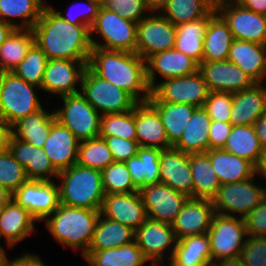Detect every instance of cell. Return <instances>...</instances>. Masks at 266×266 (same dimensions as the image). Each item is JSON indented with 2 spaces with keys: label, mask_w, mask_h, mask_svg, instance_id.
Wrapping results in <instances>:
<instances>
[{
  "label": "cell",
  "mask_w": 266,
  "mask_h": 266,
  "mask_svg": "<svg viewBox=\"0 0 266 266\" xmlns=\"http://www.w3.org/2000/svg\"><path fill=\"white\" fill-rule=\"evenodd\" d=\"M35 43L32 29H15L0 46V68L11 72Z\"/></svg>",
  "instance_id": "obj_42"
},
{
  "label": "cell",
  "mask_w": 266,
  "mask_h": 266,
  "mask_svg": "<svg viewBox=\"0 0 266 266\" xmlns=\"http://www.w3.org/2000/svg\"><path fill=\"white\" fill-rule=\"evenodd\" d=\"M79 143L68 128L55 120L43 149L53 167L59 172L77 163Z\"/></svg>",
  "instance_id": "obj_23"
},
{
  "label": "cell",
  "mask_w": 266,
  "mask_h": 266,
  "mask_svg": "<svg viewBox=\"0 0 266 266\" xmlns=\"http://www.w3.org/2000/svg\"><path fill=\"white\" fill-rule=\"evenodd\" d=\"M207 234L210 238L212 262L238 258L248 237L244 219L238 215L231 217L217 213L212 218Z\"/></svg>",
  "instance_id": "obj_11"
},
{
  "label": "cell",
  "mask_w": 266,
  "mask_h": 266,
  "mask_svg": "<svg viewBox=\"0 0 266 266\" xmlns=\"http://www.w3.org/2000/svg\"><path fill=\"white\" fill-rule=\"evenodd\" d=\"M161 152L158 148L139 147L137 155L125 162L138 190L146 185L160 183Z\"/></svg>",
  "instance_id": "obj_33"
},
{
  "label": "cell",
  "mask_w": 266,
  "mask_h": 266,
  "mask_svg": "<svg viewBox=\"0 0 266 266\" xmlns=\"http://www.w3.org/2000/svg\"><path fill=\"white\" fill-rule=\"evenodd\" d=\"M248 236L266 237V195L261 203L245 218Z\"/></svg>",
  "instance_id": "obj_54"
},
{
  "label": "cell",
  "mask_w": 266,
  "mask_h": 266,
  "mask_svg": "<svg viewBox=\"0 0 266 266\" xmlns=\"http://www.w3.org/2000/svg\"><path fill=\"white\" fill-rule=\"evenodd\" d=\"M233 41L227 22L214 8L203 39V62L225 61Z\"/></svg>",
  "instance_id": "obj_29"
},
{
  "label": "cell",
  "mask_w": 266,
  "mask_h": 266,
  "mask_svg": "<svg viewBox=\"0 0 266 266\" xmlns=\"http://www.w3.org/2000/svg\"><path fill=\"white\" fill-rule=\"evenodd\" d=\"M239 257L247 266H266V237H246Z\"/></svg>",
  "instance_id": "obj_51"
},
{
  "label": "cell",
  "mask_w": 266,
  "mask_h": 266,
  "mask_svg": "<svg viewBox=\"0 0 266 266\" xmlns=\"http://www.w3.org/2000/svg\"><path fill=\"white\" fill-rule=\"evenodd\" d=\"M8 150L25 168L29 180L51 181L53 177L57 179L59 172L53 167L43 148L14 139L11 136Z\"/></svg>",
  "instance_id": "obj_25"
},
{
  "label": "cell",
  "mask_w": 266,
  "mask_h": 266,
  "mask_svg": "<svg viewBox=\"0 0 266 266\" xmlns=\"http://www.w3.org/2000/svg\"><path fill=\"white\" fill-rule=\"evenodd\" d=\"M198 71L210 92L236 93L251 88L256 82L239 66L225 61L201 62Z\"/></svg>",
  "instance_id": "obj_18"
},
{
  "label": "cell",
  "mask_w": 266,
  "mask_h": 266,
  "mask_svg": "<svg viewBox=\"0 0 266 266\" xmlns=\"http://www.w3.org/2000/svg\"><path fill=\"white\" fill-rule=\"evenodd\" d=\"M176 26L159 12H150L137 25L136 53L145 61L152 55L174 48Z\"/></svg>",
  "instance_id": "obj_13"
},
{
  "label": "cell",
  "mask_w": 266,
  "mask_h": 266,
  "mask_svg": "<svg viewBox=\"0 0 266 266\" xmlns=\"http://www.w3.org/2000/svg\"><path fill=\"white\" fill-rule=\"evenodd\" d=\"M244 8L266 16V0H236Z\"/></svg>",
  "instance_id": "obj_59"
},
{
  "label": "cell",
  "mask_w": 266,
  "mask_h": 266,
  "mask_svg": "<svg viewBox=\"0 0 266 266\" xmlns=\"http://www.w3.org/2000/svg\"><path fill=\"white\" fill-rule=\"evenodd\" d=\"M193 266H213V263H200V264L193 265Z\"/></svg>",
  "instance_id": "obj_67"
},
{
  "label": "cell",
  "mask_w": 266,
  "mask_h": 266,
  "mask_svg": "<svg viewBox=\"0 0 266 266\" xmlns=\"http://www.w3.org/2000/svg\"><path fill=\"white\" fill-rule=\"evenodd\" d=\"M264 147L258 141L253 125L233 126L223 150L257 166Z\"/></svg>",
  "instance_id": "obj_41"
},
{
  "label": "cell",
  "mask_w": 266,
  "mask_h": 266,
  "mask_svg": "<svg viewBox=\"0 0 266 266\" xmlns=\"http://www.w3.org/2000/svg\"><path fill=\"white\" fill-rule=\"evenodd\" d=\"M136 136L140 147L170 149L165 127L158 111L147 101L135 105Z\"/></svg>",
  "instance_id": "obj_24"
},
{
  "label": "cell",
  "mask_w": 266,
  "mask_h": 266,
  "mask_svg": "<svg viewBox=\"0 0 266 266\" xmlns=\"http://www.w3.org/2000/svg\"><path fill=\"white\" fill-rule=\"evenodd\" d=\"M80 93L101 115L124 113L133 110L138 103L125 90L113 85L85 67Z\"/></svg>",
  "instance_id": "obj_5"
},
{
  "label": "cell",
  "mask_w": 266,
  "mask_h": 266,
  "mask_svg": "<svg viewBox=\"0 0 266 266\" xmlns=\"http://www.w3.org/2000/svg\"><path fill=\"white\" fill-rule=\"evenodd\" d=\"M137 25L138 23L123 18L117 12L107 11L100 7L90 28L92 47L136 53ZM94 33L100 35L104 43L93 39Z\"/></svg>",
  "instance_id": "obj_6"
},
{
  "label": "cell",
  "mask_w": 266,
  "mask_h": 266,
  "mask_svg": "<svg viewBox=\"0 0 266 266\" xmlns=\"http://www.w3.org/2000/svg\"><path fill=\"white\" fill-rule=\"evenodd\" d=\"M50 216L44 220L45 226L55 240L64 247L80 249L84 256L92 242L100 211L60 204Z\"/></svg>",
  "instance_id": "obj_3"
},
{
  "label": "cell",
  "mask_w": 266,
  "mask_h": 266,
  "mask_svg": "<svg viewBox=\"0 0 266 266\" xmlns=\"http://www.w3.org/2000/svg\"><path fill=\"white\" fill-rule=\"evenodd\" d=\"M101 172L105 194L139 191L132 181L130 171L125 162L114 161Z\"/></svg>",
  "instance_id": "obj_47"
},
{
  "label": "cell",
  "mask_w": 266,
  "mask_h": 266,
  "mask_svg": "<svg viewBox=\"0 0 266 266\" xmlns=\"http://www.w3.org/2000/svg\"><path fill=\"white\" fill-rule=\"evenodd\" d=\"M32 30L35 44L48 59L89 61L92 51L90 29L85 25H71L50 5L44 8Z\"/></svg>",
  "instance_id": "obj_1"
},
{
  "label": "cell",
  "mask_w": 266,
  "mask_h": 266,
  "mask_svg": "<svg viewBox=\"0 0 266 266\" xmlns=\"http://www.w3.org/2000/svg\"><path fill=\"white\" fill-rule=\"evenodd\" d=\"M41 260L39 256L28 252L12 260L6 256L1 266H47Z\"/></svg>",
  "instance_id": "obj_56"
},
{
  "label": "cell",
  "mask_w": 266,
  "mask_h": 266,
  "mask_svg": "<svg viewBox=\"0 0 266 266\" xmlns=\"http://www.w3.org/2000/svg\"><path fill=\"white\" fill-rule=\"evenodd\" d=\"M6 72L7 71L0 68V89H1L2 81H3V78H4Z\"/></svg>",
  "instance_id": "obj_66"
},
{
  "label": "cell",
  "mask_w": 266,
  "mask_h": 266,
  "mask_svg": "<svg viewBox=\"0 0 266 266\" xmlns=\"http://www.w3.org/2000/svg\"><path fill=\"white\" fill-rule=\"evenodd\" d=\"M11 136V126L0 117V154L8 150Z\"/></svg>",
  "instance_id": "obj_57"
},
{
  "label": "cell",
  "mask_w": 266,
  "mask_h": 266,
  "mask_svg": "<svg viewBox=\"0 0 266 266\" xmlns=\"http://www.w3.org/2000/svg\"><path fill=\"white\" fill-rule=\"evenodd\" d=\"M168 0H145V4L149 12H161L166 6Z\"/></svg>",
  "instance_id": "obj_60"
},
{
  "label": "cell",
  "mask_w": 266,
  "mask_h": 266,
  "mask_svg": "<svg viewBox=\"0 0 266 266\" xmlns=\"http://www.w3.org/2000/svg\"><path fill=\"white\" fill-rule=\"evenodd\" d=\"M168 263V266H193L200 263H212L208 234L188 236L177 240L173 257Z\"/></svg>",
  "instance_id": "obj_35"
},
{
  "label": "cell",
  "mask_w": 266,
  "mask_h": 266,
  "mask_svg": "<svg viewBox=\"0 0 266 266\" xmlns=\"http://www.w3.org/2000/svg\"><path fill=\"white\" fill-rule=\"evenodd\" d=\"M37 220L13 198L0 209V238L4 237L9 247L23 241L35 229Z\"/></svg>",
  "instance_id": "obj_27"
},
{
  "label": "cell",
  "mask_w": 266,
  "mask_h": 266,
  "mask_svg": "<svg viewBox=\"0 0 266 266\" xmlns=\"http://www.w3.org/2000/svg\"><path fill=\"white\" fill-rule=\"evenodd\" d=\"M83 257L90 266H143L148 261L135 241L118 248L87 252Z\"/></svg>",
  "instance_id": "obj_37"
},
{
  "label": "cell",
  "mask_w": 266,
  "mask_h": 266,
  "mask_svg": "<svg viewBox=\"0 0 266 266\" xmlns=\"http://www.w3.org/2000/svg\"><path fill=\"white\" fill-rule=\"evenodd\" d=\"M232 102L233 93L210 92L203 108L212 121L229 122Z\"/></svg>",
  "instance_id": "obj_50"
},
{
  "label": "cell",
  "mask_w": 266,
  "mask_h": 266,
  "mask_svg": "<svg viewBox=\"0 0 266 266\" xmlns=\"http://www.w3.org/2000/svg\"><path fill=\"white\" fill-rule=\"evenodd\" d=\"M63 107L54 111L56 120L81 142L100 135L101 114L80 93L62 96Z\"/></svg>",
  "instance_id": "obj_9"
},
{
  "label": "cell",
  "mask_w": 266,
  "mask_h": 266,
  "mask_svg": "<svg viewBox=\"0 0 266 266\" xmlns=\"http://www.w3.org/2000/svg\"><path fill=\"white\" fill-rule=\"evenodd\" d=\"M211 121L206 110L197 107L173 148L187 154L206 153L209 150L208 133Z\"/></svg>",
  "instance_id": "obj_32"
},
{
  "label": "cell",
  "mask_w": 266,
  "mask_h": 266,
  "mask_svg": "<svg viewBox=\"0 0 266 266\" xmlns=\"http://www.w3.org/2000/svg\"><path fill=\"white\" fill-rule=\"evenodd\" d=\"M100 137H120L137 140L135 125V106L124 113L105 114L101 116Z\"/></svg>",
  "instance_id": "obj_46"
},
{
  "label": "cell",
  "mask_w": 266,
  "mask_h": 266,
  "mask_svg": "<svg viewBox=\"0 0 266 266\" xmlns=\"http://www.w3.org/2000/svg\"><path fill=\"white\" fill-rule=\"evenodd\" d=\"M215 9L227 22L233 39L266 45L265 15L244 8L236 0H219Z\"/></svg>",
  "instance_id": "obj_12"
},
{
  "label": "cell",
  "mask_w": 266,
  "mask_h": 266,
  "mask_svg": "<svg viewBox=\"0 0 266 266\" xmlns=\"http://www.w3.org/2000/svg\"><path fill=\"white\" fill-rule=\"evenodd\" d=\"M88 61L49 59L44 72L41 90L62 97L80 92L82 75Z\"/></svg>",
  "instance_id": "obj_17"
},
{
  "label": "cell",
  "mask_w": 266,
  "mask_h": 266,
  "mask_svg": "<svg viewBox=\"0 0 266 266\" xmlns=\"http://www.w3.org/2000/svg\"><path fill=\"white\" fill-rule=\"evenodd\" d=\"M159 113L169 143L174 146L197 108L188 104L149 102Z\"/></svg>",
  "instance_id": "obj_39"
},
{
  "label": "cell",
  "mask_w": 266,
  "mask_h": 266,
  "mask_svg": "<svg viewBox=\"0 0 266 266\" xmlns=\"http://www.w3.org/2000/svg\"><path fill=\"white\" fill-rule=\"evenodd\" d=\"M114 162L113 156L102 137L79 143L77 164L102 171Z\"/></svg>",
  "instance_id": "obj_44"
},
{
  "label": "cell",
  "mask_w": 266,
  "mask_h": 266,
  "mask_svg": "<svg viewBox=\"0 0 266 266\" xmlns=\"http://www.w3.org/2000/svg\"><path fill=\"white\" fill-rule=\"evenodd\" d=\"M199 64L181 51L172 48L156 53L146 60L147 83L152 90L156 86V72L164 80L191 75L198 71Z\"/></svg>",
  "instance_id": "obj_22"
},
{
  "label": "cell",
  "mask_w": 266,
  "mask_h": 266,
  "mask_svg": "<svg viewBox=\"0 0 266 266\" xmlns=\"http://www.w3.org/2000/svg\"><path fill=\"white\" fill-rule=\"evenodd\" d=\"M210 13L201 19L176 26L174 48L195 60L198 64L203 59V39L209 25Z\"/></svg>",
  "instance_id": "obj_36"
},
{
  "label": "cell",
  "mask_w": 266,
  "mask_h": 266,
  "mask_svg": "<svg viewBox=\"0 0 266 266\" xmlns=\"http://www.w3.org/2000/svg\"><path fill=\"white\" fill-rule=\"evenodd\" d=\"M206 154L221 185L241 182L256 174V167L251 162L223 149L208 150Z\"/></svg>",
  "instance_id": "obj_30"
},
{
  "label": "cell",
  "mask_w": 266,
  "mask_h": 266,
  "mask_svg": "<svg viewBox=\"0 0 266 266\" xmlns=\"http://www.w3.org/2000/svg\"><path fill=\"white\" fill-rule=\"evenodd\" d=\"M254 179L255 176L241 182L222 184L212 199L215 213L231 217L239 214L238 217L244 219L266 195V187L256 186Z\"/></svg>",
  "instance_id": "obj_8"
},
{
  "label": "cell",
  "mask_w": 266,
  "mask_h": 266,
  "mask_svg": "<svg viewBox=\"0 0 266 266\" xmlns=\"http://www.w3.org/2000/svg\"><path fill=\"white\" fill-rule=\"evenodd\" d=\"M100 214L123 225L138 229L147 219L139 191L105 194Z\"/></svg>",
  "instance_id": "obj_19"
},
{
  "label": "cell",
  "mask_w": 266,
  "mask_h": 266,
  "mask_svg": "<svg viewBox=\"0 0 266 266\" xmlns=\"http://www.w3.org/2000/svg\"><path fill=\"white\" fill-rule=\"evenodd\" d=\"M213 266H247L243 260L238 258H230V259H221L212 262Z\"/></svg>",
  "instance_id": "obj_61"
},
{
  "label": "cell",
  "mask_w": 266,
  "mask_h": 266,
  "mask_svg": "<svg viewBox=\"0 0 266 266\" xmlns=\"http://www.w3.org/2000/svg\"><path fill=\"white\" fill-rule=\"evenodd\" d=\"M227 60L239 66L256 83H264L266 45L233 39Z\"/></svg>",
  "instance_id": "obj_28"
},
{
  "label": "cell",
  "mask_w": 266,
  "mask_h": 266,
  "mask_svg": "<svg viewBox=\"0 0 266 266\" xmlns=\"http://www.w3.org/2000/svg\"><path fill=\"white\" fill-rule=\"evenodd\" d=\"M46 6L44 0H0V20L16 29H32ZM15 17L21 23L10 21Z\"/></svg>",
  "instance_id": "obj_38"
},
{
  "label": "cell",
  "mask_w": 266,
  "mask_h": 266,
  "mask_svg": "<svg viewBox=\"0 0 266 266\" xmlns=\"http://www.w3.org/2000/svg\"><path fill=\"white\" fill-rule=\"evenodd\" d=\"M16 28L0 20V46Z\"/></svg>",
  "instance_id": "obj_62"
},
{
  "label": "cell",
  "mask_w": 266,
  "mask_h": 266,
  "mask_svg": "<svg viewBox=\"0 0 266 266\" xmlns=\"http://www.w3.org/2000/svg\"><path fill=\"white\" fill-rule=\"evenodd\" d=\"M135 242L142 250L143 255L149 261L151 266H161L163 264L164 252L170 248V261L173 257L177 239L174 230L170 224L162 223L147 218L145 222L135 230Z\"/></svg>",
  "instance_id": "obj_15"
},
{
  "label": "cell",
  "mask_w": 266,
  "mask_h": 266,
  "mask_svg": "<svg viewBox=\"0 0 266 266\" xmlns=\"http://www.w3.org/2000/svg\"><path fill=\"white\" fill-rule=\"evenodd\" d=\"M214 214L212 200L188 198L171 224L176 239L207 234Z\"/></svg>",
  "instance_id": "obj_20"
},
{
  "label": "cell",
  "mask_w": 266,
  "mask_h": 266,
  "mask_svg": "<svg viewBox=\"0 0 266 266\" xmlns=\"http://www.w3.org/2000/svg\"><path fill=\"white\" fill-rule=\"evenodd\" d=\"M112 153L115 162H126L137 155L139 144L137 140H127L120 137H102Z\"/></svg>",
  "instance_id": "obj_53"
},
{
  "label": "cell",
  "mask_w": 266,
  "mask_h": 266,
  "mask_svg": "<svg viewBox=\"0 0 266 266\" xmlns=\"http://www.w3.org/2000/svg\"><path fill=\"white\" fill-rule=\"evenodd\" d=\"M147 218L172 224L188 200V196L164 183L146 185L139 190Z\"/></svg>",
  "instance_id": "obj_16"
},
{
  "label": "cell",
  "mask_w": 266,
  "mask_h": 266,
  "mask_svg": "<svg viewBox=\"0 0 266 266\" xmlns=\"http://www.w3.org/2000/svg\"><path fill=\"white\" fill-rule=\"evenodd\" d=\"M37 89L41 88L6 72L0 89V117L12 126L44 107L35 92Z\"/></svg>",
  "instance_id": "obj_7"
},
{
  "label": "cell",
  "mask_w": 266,
  "mask_h": 266,
  "mask_svg": "<svg viewBox=\"0 0 266 266\" xmlns=\"http://www.w3.org/2000/svg\"><path fill=\"white\" fill-rule=\"evenodd\" d=\"M6 251L4 250V248L0 245V266L2 265V262L4 260V258L6 257Z\"/></svg>",
  "instance_id": "obj_65"
},
{
  "label": "cell",
  "mask_w": 266,
  "mask_h": 266,
  "mask_svg": "<svg viewBox=\"0 0 266 266\" xmlns=\"http://www.w3.org/2000/svg\"><path fill=\"white\" fill-rule=\"evenodd\" d=\"M48 60L46 54L34 43L26 57L11 72L27 83L41 87Z\"/></svg>",
  "instance_id": "obj_45"
},
{
  "label": "cell",
  "mask_w": 266,
  "mask_h": 266,
  "mask_svg": "<svg viewBox=\"0 0 266 266\" xmlns=\"http://www.w3.org/2000/svg\"><path fill=\"white\" fill-rule=\"evenodd\" d=\"M87 66L101 78L125 90L137 102H147L151 96L146 61L138 53L92 47Z\"/></svg>",
  "instance_id": "obj_2"
},
{
  "label": "cell",
  "mask_w": 266,
  "mask_h": 266,
  "mask_svg": "<svg viewBox=\"0 0 266 266\" xmlns=\"http://www.w3.org/2000/svg\"><path fill=\"white\" fill-rule=\"evenodd\" d=\"M210 90L199 71L186 76L165 79L151 90L148 102L188 104L203 107Z\"/></svg>",
  "instance_id": "obj_10"
},
{
  "label": "cell",
  "mask_w": 266,
  "mask_h": 266,
  "mask_svg": "<svg viewBox=\"0 0 266 266\" xmlns=\"http://www.w3.org/2000/svg\"><path fill=\"white\" fill-rule=\"evenodd\" d=\"M55 120L54 111L49 113L42 107L37 112L15 122L11 126L12 137L43 148L51 130V125Z\"/></svg>",
  "instance_id": "obj_31"
},
{
  "label": "cell",
  "mask_w": 266,
  "mask_h": 266,
  "mask_svg": "<svg viewBox=\"0 0 266 266\" xmlns=\"http://www.w3.org/2000/svg\"><path fill=\"white\" fill-rule=\"evenodd\" d=\"M233 125L230 122L211 121L209 126V150L223 149Z\"/></svg>",
  "instance_id": "obj_55"
},
{
  "label": "cell",
  "mask_w": 266,
  "mask_h": 266,
  "mask_svg": "<svg viewBox=\"0 0 266 266\" xmlns=\"http://www.w3.org/2000/svg\"><path fill=\"white\" fill-rule=\"evenodd\" d=\"M58 178L62 180L58 185L60 204L101 210L105 193L100 170L76 163L59 171Z\"/></svg>",
  "instance_id": "obj_4"
},
{
  "label": "cell",
  "mask_w": 266,
  "mask_h": 266,
  "mask_svg": "<svg viewBox=\"0 0 266 266\" xmlns=\"http://www.w3.org/2000/svg\"><path fill=\"white\" fill-rule=\"evenodd\" d=\"M92 1L98 2L100 5L104 2V0H92Z\"/></svg>",
  "instance_id": "obj_68"
},
{
  "label": "cell",
  "mask_w": 266,
  "mask_h": 266,
  "mask_svg": "<svg viewBox=\"0 0 266 266\" xmlns=\"http://www.w3.org/2000/svg\"><path fill=\"white\" fill-rule=\"evenodd\" d=\"M12 198L41 222L60 206L59 187L53 180H28Z\"/></svg>",
  "instance_id": "obj_14"
},
{
  "label": "cell",
  "mask_w": 266,
  "mask_h": 266,
  "mask_svg": "<svg viewBox=\"0 0 266 266\" xmlns=\"http://www.w3.org/2000/svg\"><path fill=\"white\" fill-rule=\"evenodd\" d=\"M80 4V3H79ZM76 3L75 6H82ZM84 4V3H83ZM86 6V7H85ZM74 6L71 5V8L68 10V13L62 14L61 11H56L53 9L62 19L69 22L71 25H85L89 29L91 28L92 24L94 23L96 16L98 15L99 9L101 5L98 2L92 0H86V5L84 4V9L82 11L80 9L73 8ZM77 10V12H76ZM79 10V12H78ZM84 10V11H83ZM80 13V14H78Z\"/></svg>",
  "instance_id": "obj_52"
},
{
  "label": "cell",
  "mask_w": 266,
  "mask_h": 266,
  "mask_svg": "<svg viewBox=\"0 0 266 266\" xmlns=\"http://www.w3.org/2000/svg\"><path fill=\"white\" fill-rule=\"evenodd\" d=\"M254 129L258 141L265 148L266 147V111L254 123Z\"/></svg>",
  "instance_id": "obj_58"
},
{
  "label": "cell",
  "mask_w": 266,
  "mask_h": 266,
  "mask_svg": "<svg viewBox=\"0 0 266 266\" xmlns=\"http://www.w3.org/2000/svg\"><path fill=\"white\" fill-rule=\"evenodd\" d=\"M214 8V0H168L160 13L174 26H177L201 19Z\"/></svg>",
  "instance_id": "obj_43"
},
{
  "label": "cell",
  "mask_w": 266,
  "mask_h": 266,
  "mask_svg": "<svg viewBox=\"0 0 266 266\" xmlns=\"http://www.w3.org/2000/svg\"><path fill=\"white\" fill-rule=\"evenodd\" d=\"M190 167L194 184V198L212 200L221 186L206 153L190 154Z\"/></svg>",
  "instance_id": "obj_40"
},
{
  "label": "cell",
  "mask_w": 266,
  "mask_h": 266,
  "mask_svg": "<svg viewBox=\"0 0 266 266\" xmlns=\"http://www.w3.org/2000/svg\"><path fill=\"white\" fill-rule=\"evenodd\" d=\"M12 199V193L0 184V209Z\"/></svg>",
  "instance_id": "obj_64"
},
{
  "label": "cell",
  "mask_w": 266,
  "mask_h": 266,
  "mask_svg": "<svg viewBox=\"0 0 266 266\" xmlns=\"http://www.w3.org/2000/svg\"><path fill=\"white\" fill-rule=\"evenodd\" d=\"M160 182L189 198H194V184L190 154L175 148L162 150L160 155Z\"/></svg>",
  "instance_id": "obj_21"
},
{
  "label": "cell",
  "mask_w": 266,
  "mask_h": 266,
  "mask_svg": "<svg viewBox=\"0 0 266 266\" xmlns=\"http://www.w3.org/2000/svg\"><path fill=\"white\" fill-rule=\"evenodd\" d=\"M101 7L107 11L117 12L123 18L136 23L145 18L147 16L146 13H150L146 7L145 0H104Z\"/></svg>",
  "instance_id": "obj_49"
},
{
  "label": "cell",
  "mask_w": 266,
  "mask_h": 266,
  "mask_svg": "<svg viewBox=\"0 0 266 266\" xmlns=\"http://www.w3.org/2000/svg\"><path fill=\"white\" fill-rule=\"evenodd\" d=\"M255 169L257 175L259 174L260 177L266 178V147L263 149L260 160Z\"/></svg>",
  "instance_id": "obj_63"
},
{
  "label": "cell",
  "mask_w": 266,
  "mask_h": 266,
  "mask_svg": "<svg viewBox=\"0 0 266 266\" xmlns=\"http://www.w3.org/2000/svg\"><path fill=\"white\" fill-rule=\"evenodd\" d=\"M29 179L25 168L13 157L9 150L0 154V184L14 193Z\"/></svg>",
  "instance_id": "obj_48"
},
{
  "label": "cell",
  "mask_w": 266,
  "mask_h": 266,
  "mask_svg": "<svg viewBox=\"0 0 266 266\" xmlns=\"http://www.w3.org/2000/svg\"><path fill=\"white\" fill-rule=\"evenodd\" d=\"M135 230L100 214L88 252L118 248L135 241Z\"/></svg>",
  "instance_id": "obj_34"
},
{
  "label": "cell",
  "mask_w": 266,
  "mask_h": 266,
  "mask_svg": "<svg viewBox=\"0 0 266 266\" xmlns=\"http://www.w3.org/2000/svg\"><path fill=\"white\" fill-rule=\"evenodd\" d=\"M266 111V84L255 83L251 88L233 93L229 122L233 126L254 125Z\"/></svg>",
  "instance_id": "obj_26"
}]
</instances>
